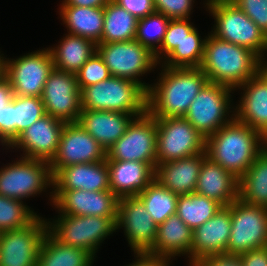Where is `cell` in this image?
<instances>
[{
    "mask_svg": "<svg viewBox=\"0 0 267 266\" xmlns=\"http://www.w3.org/2000/svg\"><path fill=\"white\" fill-rule=\"evenodd\" d=\"M161 69L158 82L147 91V112L154 118L184 117L207 76L200 68Z\"/></svg>",
    "mask_w": 267,
    "mask_h": 266,
    "instance_id": "obj_1",
    "label": "cell"
},
{
    "mask_svg": "<svg viewBox=\"0 0 267 266\" xmlns=\"http://www.w3.org/2000/svg\"><path fill=\"white\" fill-rule=\"evenodd\" d=\"M267 146V139L235 117L206 139L207 157L240 179Z\"/></svg>",
    "mask_w": 267,
    "mask_h": 266,
    "instance_id": "obj_2",
    "label": "cell"
},
{
    "mask_svg": "<svg viewBox=\"0 0 267 266\" xmlns=\"http://www.w3.org/2000/svg\"><path fill=\"white\" fill-rule=\"evenodd\" d=\"M207 36L200 69L209 82L236 90L266 66L265 61L248 48L220 40L211 33Z\"/></svg>",
    "mask_w": 267,
    "mask_h": 266,
    "instance_id": "obj_3",
    "label": "cell"
},
{
    "mask_svg": "<svg viewBox=\"0 0 267 266\" xmlns=\"http://www.w3.org/2000/svg\"><path fill=\"white\" fill-rule=\"evenodd\" d=\"M82 110H107L140 117L147 112V92L131 80L113 77L81 90Z\"/></svg>",
    "mask_w": 267,
    "mask_h": 266,
    "instance_id": "obj_4",
    "label": "cell"
},
{
    "mask_svg": "<svg viewBox=\"0 0 267 266\" xmlns=\"http://www.w3.org/2000/svg\"><path fill=\"white\" fill-rule=\"evenodd\" d=\"M204 7L214 18L213 36L248 48L266 63L267 36L241 9L232 1H214Z\"/></svg>",
    "mask_w": 267,
    "mask_h": 266,
    "instance_id": "obj_5",
    "label": "cell"
},
{
    "mask_svg": "<svg viewBox=\"0 0 267 266\" xmlns=\"http://www.w3.org/2000/svg\"><path fill=\"white\" fill-rule=\"evenodd\" d=\"M117 217L59 214L47 220L48 232L61 244L88 251L94 258L101 243L116 232Z\"/></svg>",
    "mask_w": 267,
    "mask_h": 266,
    "instance_id": "obj_6",
    "label": "cell"
},
{
    "mask_svg": "<svg viewBox=\"0 0 267 266\" xmlns=\"http://www.w3.org/2000/svg\"><path fill=\"white\" fill-rule=\"evenodd\" d=\"M232 91L235 90L208 81L194 98L184 118L207 139L235 117V107L231 104L234 102L230 94Z\"/></svg>",
    "mask_w": 267,
    "mask_h": 266,
    "instance_id": "obj_7",
    "label": "cell"
},
{
    "mask_svg": "<svg viewBox=\"0 0 267 266\" xmlns=\"http://www.w3.org/2000/svg\"><path fill=\"white\" fill-rule=\"evenodd\" d=\"M53 188L49 162L27 157L17 158L0 168V195L15 200L35 197Z\"/></svg>",
    "mask_w": 267,
    "mask_h": 266,
    "instance_id": "obj_8",
    "label": "cell"
},
{
    "mask_svg": "<svg viewBox=\"0 0 267 266\" xmlns=\"http://www.w3.org/2000/svg\"><path fill=\"white\" fill-rule=\"evenodd\" d=\"M96 51L108 67L111 76L138 83L146 92L152 84L144 83L140 76L154 71L159 64L154 54L136 40L98 43ZM158 64V65H157Z\"/></svg>",
    "mask_w": 267,
    "mask_h": 266,
    "instance_id": "obj_9",
    "label": "cell"
},
{
    "mask_svg": "<svg viewBox=\"0 0 267 266\" xmlns=\"http://www.w3.org/2000/svg\"><path fill=\"white\" fill-rule=\"evenodd\" d=\"M157 165L205 152L206 139L184 117L156 118Z\"/></svg>",
    "mask_w": 267,
    "mask_h": 266,
    "instance_id": "obj_10",
    "label": "cell"
},
{
    "mask_svg": "<svg viewBox=\"0 0 267 266\" xmlns=\"http://www.w3.org/2000/svg\"><path fill=\"white\" fill-rule=\"evenodd\" d=\"M267 246V208L237 199L231 203V234L226 254L240 255Z\"/></svg>",
    "mask_w": 267,
    "mask_h": 266,
    "instance_id": "obj_11",
    "label": "cell"
},
{
    "mask_svg": "<svg viewBox=\"0 0 267 266\" xmlns=\"http://www.w3.org/2000/svg\"><path fill=\"white\" fill-rule=\"evenodd\" d=\"M156 118L148 112L136 117L122 135L106 152V160L138 161L157 166Z\"/></svg>",
    "mask_w": 267,
    "mask_h": 266,
    "instance_id": "obj_12",
    "label": "cell"
},
{
    "mask_svg": "<svg viewBox=\"0 0 267 266\" xmlns=\"http://www.w3.org/2000/svg\"><path fill=\"white\" fill-rule=\"evenodd\" d=\"M54 69L48 48L26 53L17 59L5 57L4 76L9 80L14 95L41 97L45 82Z\"/></svg>",
    "mask_w": 267,
    "mask_h": 266,
    "instance_id": "obj_13",
    "label": "cell"
},
{
    "mask_svg": "<svg viewBox=\"0 0 267 266\" xmlns=\"http://www.w3.org/2000/svg\"><path fill=\"white\" fill-rule=\"evenodd\" d=\"M37 216L27 226L0 232V266H37V256L45 234L47 219Z\"/></svg>",
    "mask_w": 267,
    "mask_h": 266,
    "instance_id": "obj_14",
    "label": "cell"
},
{
    "mask_svg": "<svg viewBox=\"0 0 267 266\" xmlns=\"http://www.w3.org/2000/svg\"><path fill=\"white\" fill-rule=\"evenodd\" d=\"M41 100L46 114L65 123L77 122L82 109L76 74L53 69L45 82Z\"/></svg>",
    "mask_w": 267,
    "mask_h": 266,
    "instance_id": "obj_15",
    "label": "cell"
},
{
    "mask_svg": "<svg viewBox=\"0 0 267 266\" xmlns=\"http://www.w3.org/2000/svg\"><path fill=\"white\" fill-rule=\"evenodd\" d=\"M124 229L134 254H147L153 247L158 225L138 196L118 200L116 230Z\"/></svg>",
    "mask_w": 267,
    "mask_h": 266,
    "instance_id": "obj_16",
    "label": "cell"
},
{
    "mask_svg": "<svg viewBox=\"0 0 267 266\" xmlns=\"http://www.w3.org/2000/svg\"><path fill=\"white\" fill-rule=\"evenodd\" d=\"M106 160V150L78 122L65 123L57 152L49 162L52 176L61 168Z\"/></svg>",
    "mask_w": 267,
    "mask_h": 266,
    "instance_id": "obj_17",
    "label": "cell"
},
{
    "mask_svg": "<svg viewBox=\"0 0 267 266\" xmlns=\"http://www.w3.org/2000/svg\"><path fill=\"white\" fill-rule=\"evenodd\" d=\"M50 201L63 215L117 217L118 198L111 190H52Z\"/></svg>",
    "mask_w": 267,
    "mask_h": 266,
    "instance_id": "obj_18",
    "label": "cell"
},
{
    "mask_svg": "<svg viewBox=\"0 0 267 266\" xmlns=\"http://www.w3.org/2000/svg\"><path fill=\"white\" fill-rule=\"evenodd\" d=\"M65 122L48 114L25 129L7 148H17L22 157L50 162L57 152Z\"/></svg>",
    "mask_w": 267,
    "mask_h": 266,
    "instance_id": "obj_19",
    "label": "cell"
},
{
    "mask_svg": "<svg viewBox=\"0 0 267 266\" xmlns=\"http://www.w3.org/2000/svg\"><path fill=\"white\" fill-rule=\"evenodd\" d=\"M236 89H242L235 118L261 133L267 139V67Z\"/></svg>",
    "mask_w": 267,
    "mask_h": 266,
    "instance_id": "obj_20",
    "label": "cell"
},
{
    "mask_svg": "<svg viewBox=\"0 0 267 266\" xmlns=\"http://www.w3.org/2000/svg\"><path fill=\"white\" fill-rule=\"evenodd\" d=\"M231 234V204L224 206L203 225L193 230L191 266L203 257L226 253Z\"/></svg>",
    "mask_w": 267,
    "mask_h": 266,
    "instance_id": "obj_21",
    "label": "cell"
},
{
    "mask_svg": "<svg viewBox=\"0 0 267 266\" xmlns=\"http://www.w3.org/2000/svg\"><path fill=\"white\" fill-rule=\"evenodd\" d=\"M110 190L107 161L82 163L61 168L53 176V190Z\"/></svg>",
    "mask_w": 267,
    "mask_h": 266,
    "instance_id": "obj_22",
    "label": "cell"
},
{
    "mask_svg": "<svg viewBox=\"0 0 267 266\" xmlns=\"http://www.w3.org/2000/svg\"><path fill=\"white\" fill-rule=\"evenodd\" d=\"M135 118L133 114L117 111L82 110L77 122L107 152L124 135L127 127Z\"/></svg>",
    "mask_w": 267,
    "mask_h": 266,
    "instance_id": "obj_23",
    "label": "cell"
},
{
    "mask_svg": "<svg viewBox=\"0 0 267 266\" xmlns=\"http://www.w3.org/2000/svg\"><path fill=\"white\" fill-rule=\"evenodd\" d=\"M192 240L193 230L177 215H173L158 225L153 247L146 255L168 262H172L175 256L187 255L189 266H191Z\"/></svg>",
    "mask_w": 267,
    "mask_h": 266,
    "instance_id": "obj_24",
    "label": "cell"
},
{
    "mask_svg": "<svg viewBox=\"0 0 267 266\" xmlns=\"http://www.w3.org/2000/svg\"><path fill=\"white\" fill-rule=\"evenodd\" d=\"M109 170V185L118 198L137 196L154 180L155 170L138 161L106 160Z\"/></svg>",
    "mask_w": 267,
    "mask_h": 266,
    "instance_id": "obj_25",
    "label": "cell"
},
{
    "mask_svg": "<svg viewBox=\"0 0 267 266\" xmlns=\"http://www.w3.org/2000/svg\"><path fill=\"white\" fill-rule=\"evenodd\" d=\"M195 193L229 206L239 199V179L206 157L198 176Z\"/></svg>",
    "mask_w": 267,
    "mask_h": 266,
    "instance_id": "obj_26",
    "label": "cell"
},
{
    "mask_svg": "<svg viewBox=\"0 0 267 266\" xmlns=\"http://www.w3.org/2000/svg\"><path fill=\"white\" fill-rule=\"evenodd\" d=\"M206 157L205 151L191 157L160 163L155 168L154 179L177 195L194 193Z\"/></svg>",
    "mask_w": 267,
    "mask_h": 266,
    "instance_id": "obj_27",
    "label": "cell"
},
{
    "mask_svg": "<svg viewBox=\"0 0 267 266\" xmlns=\"http://www.w3.org/2000/svg\"><path fill=\"white\" fill-rule=\"evenodd\" d=\"M59 14L69 34L88 38L96 45L101 41L104 7L60 6Z\"/></svg>",
    "mask_w": 267,
    "mask_h": 266,
    "instance_id": "obj_28",
    "label": "cell"
},
{
    "mask_svg": "<svg viewBox=\"0 0 267 266\" xmlns=\"http://www.w3.org/2000/svg\"><path fill=\"white\" fill-rule=\"evenodd\" d=\"M64 35L58 45L48 48L53 58L54 69L76 74L96 52V44L78 35Z\"/></svg>",
    "mask_w": 267,
    "mask_h": 266,
    "instance_id": "obj_29",
    "label": "cell"
},
{
    "mask_svg": "<svg viewBox=\"0 0 267 266\" xmlns=\"http://www.w3.org/2000/svg\"><path fill=\"white\" fill-rule=\"evenodd\" d=\"M94 259L88 251L63 245L47 232L39 249L37 266H92Z\"/></svg>",
    "mask_w": 267,
    "mask_h": 266,
    "instance_id": "obj_30",
    "label": "cell"
},
{
    "mask_svg": "<svg viewBox=\"0 0 267 266\" xmlns=\"http://www.w3.org/2000/svg\"><path fill=\"white\" fill-rule=\"evenodd\" d=\"M239 199L267 208V146L239 179Z\"/></svg>",
    "mask_w": 267,
    "mask_h": 266,
    "instance_id": "obj_31",
    "label": "cell"
},
{
    "mask_svg": "<svg viewBox=\"0 0 267 266\" xmlns=\"http://www.w3.org/2000/svg\"><path fill=\"white\" fill-rule=\"evenodd\" d=\"M138 19L110 0L104 6V24L99 43L135 40Z\"/></svg>",
    "mask_w": 267,
    "mask_h": 266,
    "instance_id": "obj_32",
    "label": "cell"
},
{
    "mask_svg": "<svg viewBox=\"0 0 267 266\" xmlns=\"http://www.w3.org/2000/svg\"><path fill=\"white\" fill-rule=\"evenodd\" d=\"M222 206L197 193L178 195L176 215L192 230L212 218Z\"/></svg>",
    "mask_w": 267,
    "mask_h": 266,
    "instance_id": "obj_33",
    "label": "cell"
},
{
    "mask_svg": "<svg viewBox=\"0 0 267 266\" xmlns=\"http://www.w3.org/2000/svg\"><path fill=\"white\" fill-rule=\"evenodd\" d=\"M145 204L154 222L159 225L168 217L176 215L178 195L153 180L137 195Z\"/></svg>",
    "mask_w": 267,
    "mask_h": 266,
    "instance_id": "obj_34",
    "label": "cell"
},
{
    "mask_svg": "<svg viewBox=\"0 0 267 266\" xmlns=\"http://www.w3.org/2000/svg\"><path fill=\"white\" fill-rule=\"evenodd\" d=\"M206 39L207 36L201 39L197 28H194L159 65L169 68H200Z\"/></svg>",
    "mask_w": 267,
    "mask_h": 266,
    "instance_id": "obj_35",
    "label": "cell"
},
{
    "mask_svg": "<svg viewBox=\"0 0 267 266\" xmlns=\"http://www.w3.org/2000/svg\"><path fill=\"white\" fill-rule=\"evenodd\" d=\"M169 21L159 12L138 19L135 40L155 55L160 50Z\"/></svg>",
    "mask_w": 267,
    "mask_h": 266,
    "instance_id": "obj_36",
    "label": "cell"
},
{
    "mask_svg": "<svg viewBox=\"0 0 267 266\" xmlns=\"http://www.w3.org/2000/svg\"><path fill=\"white\" fill-rule=\"evenodd\" d=\"M23 202L0 195V232L23 228L38 216Z\"/></svg>",
    "mask_w": 267,
    "mask_h": 266,
    "instance_id": "obj_37",
    "label": "cell"
},
{
    "mask_svg": "<svg viewBox=\"0 0 267 266\" xmlns=\"http://www.w3.org/2000/svg\"><path fill=\"white\" fill-rule=\"evenodd\" d=\"M44 115L46 112L41 97L14 95L16 138Z\"/></svg>",
    "mask_w": 267,
    "mask_h": 266,
    "instance_id": "obj_38",
    "label": "cell"
},
{
    "mask_svg": "<svg viewBox=\"0 0 267 266\" xmlns=\"http://www.w3.org/2000/svg\"><path fill=\"white\" fill-rule=\"evenodd\" d=\"M194 28L189 19H170L160 50L154 55L156 62L162 63Z\"/></svg>",
    "mask_w": 267,
    "mask_h": 266,
    "instance_id": "obj_39",
    "label": "cell"
},
{
    "mask_svg": "<svg viewBox=\"0 0 267 266\" xmlns=\"http://www.w3.org/2000/svg\"><path fill=\"white\" fill-rule=\"evenodd\" d=\"M76 76L77 83L81 91L86 86L94 85L96 83L109 79L111 77V74L103 59L96 51L83 64L80 70L76 73Z\"/></svg>",
    "mask_w": 267,
    "mask_h": 266,
    "instance_id": "obj_40",
    "label": "cell"
},
{
    "mask_svg": "<svg viewBox=\"0 0 267 266\" xmlns=\"http://www.w3.org/2000/svg\"><path fill=\"white\" fill-rule=\"evenodd\" d=\"M195 0H154L156 12L169 19H190Z\"/></svg>",
    "mask_w": 267,
    "mask_h": 266,
    "instance_id": "obj_41",
    "label": "cell"
},
{
    "mask_svg": "<svg viewBox=\"0 0 267 266\" xmlns=\"http://www.w3.org/2000/svg\"><path fill=\"white\" fill-rule=\"evenodd\" d=\"M267 36V0H230Z\"/></svg>",
    "mask_w": 267,
    "mask_h": 266,
    "instance_id": "obj_42",
    "label": "cell"
},
{
    "mask_svg": "<svg viewBox=\"0 0 267 266\" xmlns=\"http://www.w3.org/2000/svg\"><path fill=\"white\" fill-rule=\"evenodd\" d=\"M16 140V123L14 116V95L12 101L0 109V144L9 147Z\"/></svg>",
    "mask_w": 267,
    "mask_h": 266,
    "instance_id": "obj_43",
    "label": "cell"
},
{
    "mask_svg": "<svg viewBox=\"0 0 267 266\" xmlns=\"http://www.w3.org/2000/svg\"><path fill=\"white\" fill-rule=\"evenodd\" d=\"M120 7L126 9L137 19L144 18L156 12L154 0H112Z\"/></svg>",
    "mask_w": 267,
    "mask_h": 266,
    "instance_id": "obj_44",
    "label": "cell"
},
{
    "mask_svg": "<svg viewBox=\"0 0 267 266\" xmlns=\"http://www.w3.org/2000/svg\"><path fill=\"white\" fill-rule=\"evenodd\" d=\"M194 266H243L240 255L213 254L203 257Z\"/></svg>",
    "mask_w": 267,
    "mask_h": 266,
    "instance_id": "obj_45",
    "label": "cell"
},
{
    "mask_svg": "<svg viewBox=\"0 0 267 266\" xmlns=\"http://www.w3.org/2000/svg\"><path fill=\"white\" fill-rule=\"evenodd\" d=\"M243 266H267V246L240 254Z\"/></svg>",
    "mask_w": 267,
    "mask_h": 266,
    "instance_id": "obj_46",
    "label": "cell"
},
{
    "mask_svg": "<svg viewBox=\"0 0 267 266\" xmlns=\"http://www.w3.org/2000/svg\"><path fill=\"white\" fill-rule=\"evenodd\" d=\"M135 261L127 266H170L167 260L146 254H136Z\"/></svg>",
    "mask_w": 267,
    "mask_h": 266,
    "instance_id": "obj_47",
    "label": "cell"
},
{
    "mask_svg": "<svg viewBox=\"0 0 267 266\" xmlns=\"http://www.w3.org/2000/svg\"><path fill=\"white\" fill-rule=\"evenodd\" d=\"M13 89L9 80L4 76L0 79V109L6 107L13 99Z\"/></svg>",
    "mask_w": 267,
    "mask_h": 266,
    "instance_id": "obj_48",
    "label": "cell"
},
{
    "mask_svg": "<svg viewBox=\"0 0 267 266\" xmlns=\"http://www.w3.org/2000/svg\"><path fill=\"white\" fill-rule=\"evenodd\" d=\"M110 0H63L61 6L104 7Z\"/></svg>",
    "mask_w": 267,
    "mask_h": 266,
    "instance_id": "obj_49",
    "label": "cell"
},
{
    "mask_svg": "<svg viewBox=\"0 0 267 266\" xmlns=\"http://www.w3.org/2000/svg\"><path fill=\"white\" fill-rule=\"evenodd\" d=\"M4 54H1L0 52V79L4 77L5 72V57H3Z\"/></svg>",
    "mask_w": 267,
    "mask_h": 266,
    "instance_id": "obj_50",
    "label": "cell"
},
{
    "mask_svg": "<svg viewBox=\"0 0 267 266\" xmlns=\"http://www.w3.org/2000/svg\"><path fill=\"white\" fill-rule=\"evenodd\" d=\"M214 1H230V0H205V3L204 4H208V3H211V2H214Z\"/></svg>",
    "mask_w": 267,
    "mask_h": 266,
    "instance_id": "obj_51",
    "label": "cell"
}]
</instances>
